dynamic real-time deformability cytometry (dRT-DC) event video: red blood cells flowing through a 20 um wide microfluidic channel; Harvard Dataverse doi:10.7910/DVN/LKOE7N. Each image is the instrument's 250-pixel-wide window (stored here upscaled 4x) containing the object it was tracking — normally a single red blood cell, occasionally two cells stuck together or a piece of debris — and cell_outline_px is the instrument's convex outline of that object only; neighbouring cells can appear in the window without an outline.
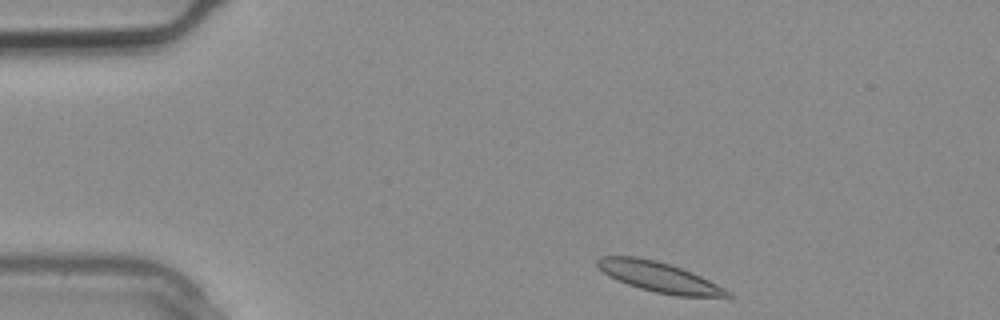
{"species": "common noctule bat (a hibernating species)", "species_latin": "Nyctalus noctula", "temperature_condition": "warm", "stored_images_in_passage": 2, "camera_frame_rate_fps": 3000, "um_per_image_px": 0.085, "animal": {"sex": "male", "body_mass_g": 20.4}, "frame": {"image": 1, "passage_image": 1, "time_ms": 0.0, "image_size_px": [1000, 320], "cell_outline_px": [[736, 296], [676, 296], [656, 292], [640, 288], [628, 284], [608, 276], [596, 264], [596, 260], [600, 256], [636, 256], [656, 260], [692, 272], [732, 292]], "centroid_in_image_um": [56.0, 23.54], "position_along_channel_um": 29.0, "area_um2": 22.48}}